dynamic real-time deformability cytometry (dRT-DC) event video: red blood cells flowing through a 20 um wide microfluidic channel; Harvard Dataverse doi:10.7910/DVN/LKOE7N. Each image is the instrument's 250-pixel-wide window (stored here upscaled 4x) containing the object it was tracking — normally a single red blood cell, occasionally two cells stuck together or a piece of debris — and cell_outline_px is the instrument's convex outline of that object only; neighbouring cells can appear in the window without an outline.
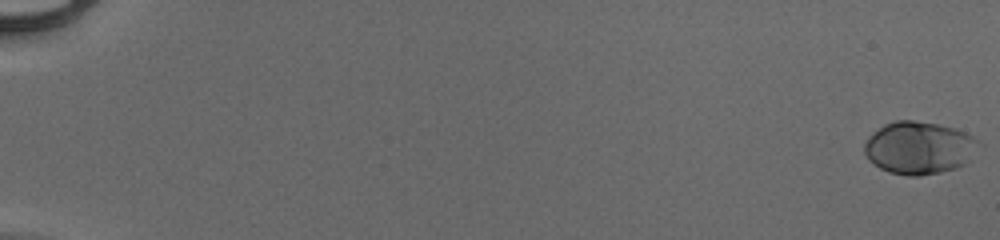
{"species": "human", "species_latin": "Homo sapiens", "temperature_condition": "cold", "stored_images_in_passage": 56, "camera_frame_rate_fps": 3000, "um_per_image_px": 0.085, "donor": {"sex": "male"}, "frame": {"image": 1, "passage_image": 1, "time_ms": 0.0, "image_size_px": [1000, 240], "cell_outline_px": [[984, 144], [964, 164], [956, 168], [940, 172], [920, 176], [908, 176], [888, 172], [880, 168], [868, 160], [864, 152], [864, 144], [868, 136], [872, 132], [884, 124], [896, 120], [912, 120], [936, 124], [956, 128], [980, 140]], "centroid_in_image_um": [78.13, 12.56], "position_along_channel_um": 6.9, "area_um2": 35.43}}
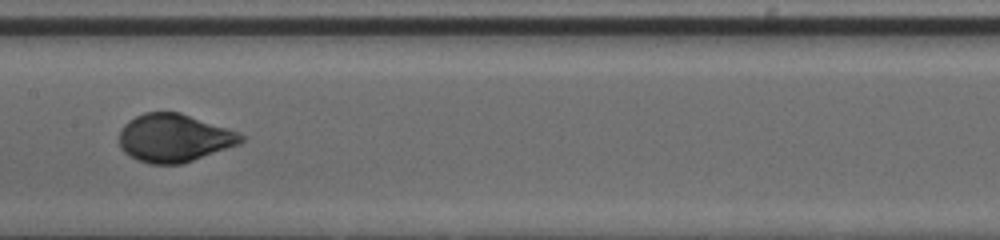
{"frame": {"image": 2, "passage_image": 32, "time_ms": 10.333, "image_size_px": [1000, 240], "cell_outline_px": [[244, 140], [240, 144], [180, 164], [152, 164], [136, 160], [124, 152], [120, 148], [120, 128], [128, 120], [144, 112], [180, 112], [240, 132], [244, 136]], "centroid_in_image_um": [14.79, 11.72], "position_along_channel_um": 192.6, "area_um2": 34.16}}
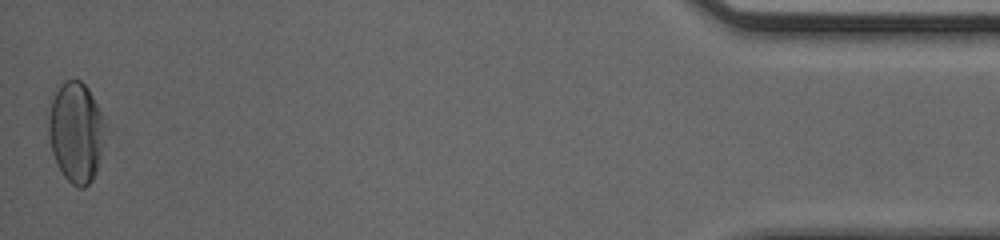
{"frame": {"image": 3, "passage_image": 56, "time_ms": 18.333, "image_size_px": [1000, 240], "cell_outline_px": [[112, 132], [96, 172], [92, 180], [84, 188], [76, 188], [64, 176], [52, 152], [48, 132], [48, 120], [52, 100], [60, 84], [64, 80], [80, 80], [88, 88]], "centroid_in_image_um": [6.56, 11.26], "position_along_channel_um": 428.6, "area_um2": 34.22}, "authors_computed_cell_mechanics": {"area_um2": 33.8997, "velocity_mm_per_s": 3.9016, "shape_relaxation_time_tau1_ms": 3.0584, "shape_relaxation_time_tau2_ms": null, "deformation_change_tau1": 0.1649, "deformation_change_tau2": null}}